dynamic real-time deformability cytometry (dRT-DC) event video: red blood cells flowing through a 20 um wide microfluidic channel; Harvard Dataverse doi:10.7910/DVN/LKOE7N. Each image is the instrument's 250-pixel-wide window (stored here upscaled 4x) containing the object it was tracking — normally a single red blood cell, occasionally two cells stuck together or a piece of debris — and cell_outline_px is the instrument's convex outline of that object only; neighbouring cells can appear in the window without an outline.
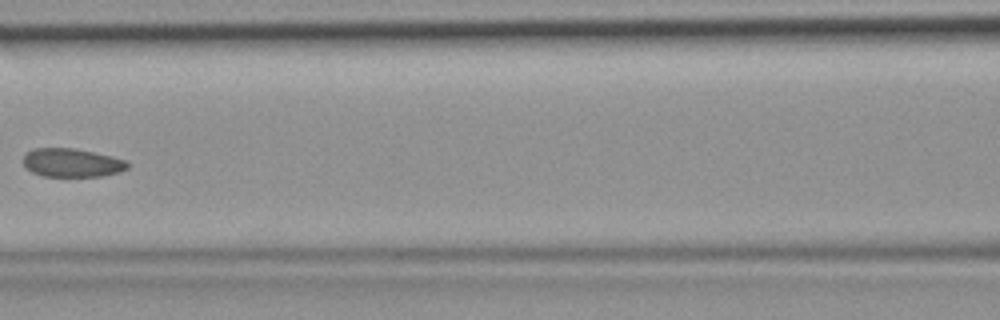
{"species": "common noctule bat (a hibernating species)", "species_latin": "Nyctalus noctula", "temperature_condition": "room temperature", "stored_images_in_passage": 7, "camera_frame_rate_fps": 3000, "um_per_image_px": 0.085, "animal": {"sex": "female", "body_mass_g": 19.9}, "frame": {"image": 1, "passage_image": 7, "time_ms": 2.0, "image_size_px": [1000, 320], "cell_outline_px": [[128, 168], [120, 172], [100, 176], [44, 176], [32, 172], [24, 164], [24, 152], [32, 148], [72, 148], [112, 156], [128, 160]], "centroid_in_image_um": [6.12, 13.82], "position_along_channel_um": 160.5, "area_um2": 17.34}}